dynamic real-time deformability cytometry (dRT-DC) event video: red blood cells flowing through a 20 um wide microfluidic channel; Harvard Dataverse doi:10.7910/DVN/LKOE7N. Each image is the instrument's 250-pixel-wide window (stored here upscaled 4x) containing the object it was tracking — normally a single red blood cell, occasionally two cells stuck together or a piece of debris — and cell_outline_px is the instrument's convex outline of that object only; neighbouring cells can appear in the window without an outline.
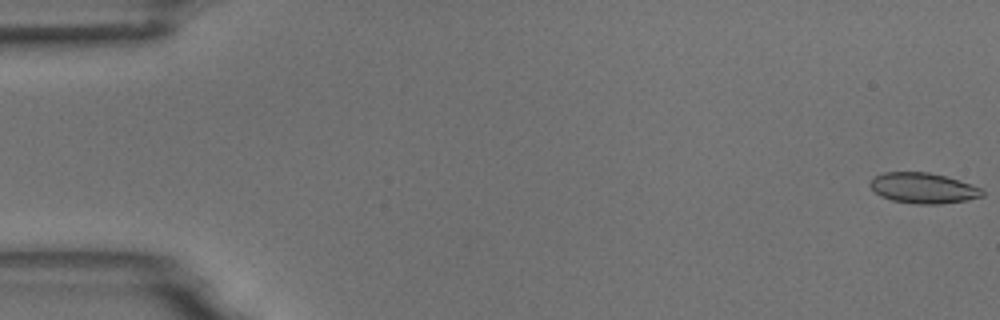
{"species": "common noctule bat (a hibernating species)", "species_latin": "Nyctalus noctula", "temperature_condition": "room temperature", "stored_images_in_passage": 56, "camera_frame_rate_fps": 3000, "um_per_image_px": 0.085, "animal": {"sex": "male", "body_mass_g": 18.8}, "frame": {"image": 1, "passage_image": 1, "time_ms": 0.0, "image_size_px": [1000, 320], "cell_outline_px": [[984, 196], [968, 200], [940, 204], [916, 204], [892, 200], [880, 196], [868, 184], [876, 176], [884, 172], [928, 172], [944, 176], [972, 184], [980, 188], [984, 192]], "centroid_in_image_um": [78.49, 15.99], "position_along_channel_um": 6.5, "area_um2": 19.88}}
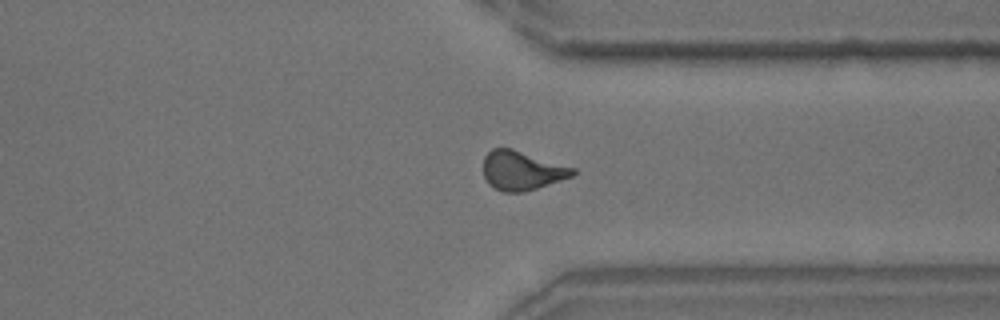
{"frame": {"image": 2, "passage_image": 42, "time_ms": 13.667, "image_size_px": [1000, 320], "cell_outline_px": [[576, 172], [572, 176], [524, 192], [504, 192], [488, 184], [484, 176], [484, 156], [492, 148], [512, 148], [576, 168]], "centroid_in_image_um": [44.35, 14.48], "position_along_channel_um": 367.0, "area_um2": 20.29}}
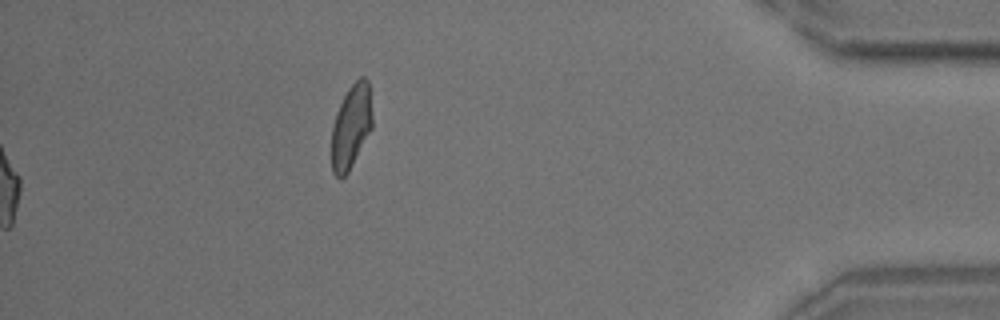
{"frame": {"image": 3, "passage_image": 56, "time_ms": 18.333, "image_size_px": [1000, 320], "cell_outline_px": [[372, 128], [348, 172], [340, 180], [332, 172], [332, 124], [336, 112], [348, 88], [360, 76], [364, 76], [368, 80], [372, 116]], "centroid_in_image_um": [29.84, 10.75], "position_along_channel_um": 405.4, "area_um2": 19.88}, "authors_computed_cell_mechanics": {"area_um2": 20.1433, "velocity_mm_per_s": 3.722, "shape_relaxation_time_tau1_ms": 5.9626, "shape_relaxation_time_tau2_ms": 1.5643, "deformation_change_tau1": 0.138, "deformation_change_tau2": 0.0865}}